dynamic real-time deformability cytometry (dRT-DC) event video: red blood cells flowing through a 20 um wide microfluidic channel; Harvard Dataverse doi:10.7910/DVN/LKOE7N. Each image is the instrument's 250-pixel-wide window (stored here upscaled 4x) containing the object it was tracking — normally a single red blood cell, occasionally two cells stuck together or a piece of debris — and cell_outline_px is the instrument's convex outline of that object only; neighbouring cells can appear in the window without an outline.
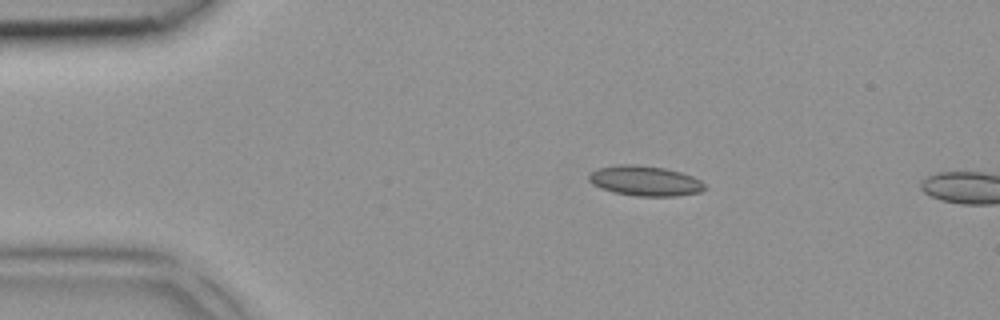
{"species": "common noctule bat (a hibernating species)", "species_latin": "Nyctalus noctula", "temperature_condition": "room temperature", "stored_images_in_passage": 2, "camera_frame_rate_fps": 3000, "um_per_image_px": 0.085, "animal": {"sex": "female", "body_mass_g": 18.4}, "frame": {"image": 1, "passage_image": 1, "time_ms": 0.0, "image_size_px": [1000, 320], "cell_outline_px": [[708, 188], [700, 192], [676, 196], [636, 196], [612, 192], [600, 188], [592, 184], [588, 180], [588, 176], [596, 168], [616, 164], [636, 164], [664, 168], [680, 172], [692, 176], [700, 180]], "centroid_in_image_um": [54.8, 15.37], "position_along_channel_um": 30.2, "area_um2": 20.52}}